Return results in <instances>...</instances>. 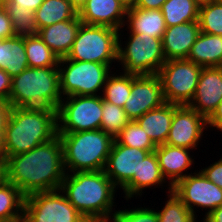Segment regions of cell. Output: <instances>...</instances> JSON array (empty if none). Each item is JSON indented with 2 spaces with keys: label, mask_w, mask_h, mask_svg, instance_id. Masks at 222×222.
<instances>
[{
  "label": "cell",
  "mask_w": 222,
  "mask_h": 222,
  "mask_svg": "<svg viewBox=\"0 0 222 222\" xmlns=\"http://www.w3.org/2000/svg\"><path fill=\"white\" fill-rule=\"evenodd\" d=\"M173 192L195 217H198L196 208L207 210L205 217L222 205V189L208 180L198 169L180 180L173 187Z\"/></svg>",
  "instance_id": "cell-12"
},
{
  "label": "cell",
  "mask_w": 222,
  "mask_h": 222,
  "mask_svg": "<svg viewBox=\"0 0 222 222\" xmlns=\"http://www.w3.org/2000/svg\"><path fill=\"white\" fill-rule=\"evenodd\" d=\"M101 119V95L63 97L58 107L57 133L97 130Z\"/></svg>",
  "instance_id": "cell-9"
},
{
  "label": "cell",
  "mask_w": 222,
  "mask_h": 222,
  "mask_svg": "<svg viewBox=\"0 0 222 222\" xmlns=\"http://www.w3.org/2000/svg\"><path fill=\"white\" fill-rule=\"evenodd\" d=\"M70 4L79 11L87 0H69Z\"/></svg>",
  "instance_id": "cell-48"
},
{
  "label": "cell",
  "mask_w": 222,
  "mask_h": 222,
  "mask_svg": "<svg viewBox=\"0 0 222 222\" xmlns=\"http://www.w3.org/2000/svg\"><path fill=\"white\" fill-rule=\"evenodd\" d=\"M222 100V67H203L195 94L187 105L208 119Z\"/></svg>",
  "instance_id": "cell-16"
},
{
  "label": "cell",
  "mask_w": 222,
  "mask_h": 222,
  "mask_svg": "<svg viewBox=\"0 0 222 222\" xmlns=\"http://www.w3.org/2000/svg\"><path fill=\"white\" fill-rule=\"evenodd\" d=\"M59 135L29 152L6 157V180L25 195L59 190L65 177Z\"/></svg>",
  "instance_id": "cell-1"
},
{
  "label": "cell",
  "mask_w": 222,
  "mask_h": 222,
  "mask_svg": "<svg viewBox=\"0 0 222 222\" xmlns=\"http://www.w3.org/2000/svg\"><path fill=\"white\" fill-rule=\"evenodd\" d=\"M5 128H0V155H4V146H5V138H4Z\"/></svg>",
  "instance_id": "cell-47"
},
{
  "label": "cell",
  "mask_w": 222,
  "mask_h": 222,
  "mask_svg": "<svg viewBox=\"0 0 222 222\" xmlns=\"http://www.w3.org/2000/svg\"><path fill=\"white\" fill-rule=\"evenodd\" d=\"M118 1L128 11L135 7L137 0H118Z\"/></svg>",
  "instance_id": "cell-46"
},
{
  "label": "cell",
  "mask_w": 222,
  "mask_h": 222,
  "mask_svg": "<svg viewBox=\"0 0 222 222\" xmlns=\"http://www.w3.org/2000/svg\"><path fill=\"white\" fill-rule=\"evenodd\" d=\"M118 33L107 26L81 24L67 59L107 64L117 62Z\"/></svg>",
  "instance_id": "cell-8"
},
{
  "label": "cell",
  "mask_w": 222,
  "mask_h": 222,
  "mask_svg": "<svg viewBox=\"0 0 222 222\" xmlns=\"http://www.w3.org/2000/svg\"><path fill=\"white\" fill-rule=\"evenodd\" d=\"M15 36L9 15L3 6H0V39Z\"/></svg>",
  "instance_id": "cell-38"
},
{
  "label": "cell",
  "mask_w": 222,
  "mask_h": 222,
  "mask_svg": "<svg viewBox=\"0 0 222 222\" xmlns=\"http://www.w3.org/2000/svg\"><path fill=\"white\" fill-rule=\"evenodd\" d=\"M11 105L8 101L0 99V128H5L10 114Z\"/></svg>",
  "instance_id": "cell-43"
},
{
  "label": "cell",
  "mask_w": 222,
  "mask_h": 222,
  "mask_svg": "<svg viewBox=\"0 0 222 222\" xmlns=\"http://www.w3.org/2000/svg\"><path fill=\"white\" fill-rule=\"evenodd\" d=\"M123 32L120 30L118 33L117 63L121 67L120 71L137 76L158 74L166 62L162 39L144 33ZM122 34L128 35L126 41H123Z\"/></svg>",
  "instance_id": "cell-6"
},
{
  "label": "cell",
  "mask_w": 222,
  "mask_h": 222,
  "mask_svg": "<svg viewBox=\"0 0 222 222\" xmlns=\"http://www.w3.org/2000/svg\"><path fill=\"white\" fill-rule=\"evenodd\" d=\"M150 151L119 144L115 139L105 166V174L121 190L133 177H139L141 159Z\"/></svg>",
  "instance_id": "cell-15"
},
{
  "label": "cell",
  "mask_w": 222,
  "mask_h": 222,
  "mask_svg": "<svg viewBox=\"0 0 222 222\" xmlns=\"http://www.w3.org/2000/svg\"><path fill=\"white\" fill-rule=\"evenodd\" d=\"M61 190L35 192L25 196L22 222H85Z\"/></svg>",
  "instance_id": "cell-11"
},
{
  "label": "cell",
  "mask_w": 222,
  "mask_h": 222,
  "mask_svg": "<svg viewBox=\"0 0 222 222\" xmlns=\"http://www.w3.org/2000/svg\"><path fill=\"white\" fill-rule=\"evenodd\" d=\"M204 176L222 189V156L209 166L199 169Z\"/></svg>",
  "instance_id": "cell-37"
},
{
  "label": "cell",
  "mask_w": 222,
  "mask_h": 222,
  "mask_svg": "<svg viewBox=\"0 0 222 222\" xmlns=\"http://www.w3.org/2000/svg\"><path fill=\"white\" fill-rule=\"evenodd\" d=\"M24 45L29 68L58 66L59 57L39 35L25 36Z\"/></svg>",
  "instance_id": "cell-29"
},
{
  "label": "cell",
  "mask_w": 222,
  "mask_h": 222,
  "mask_svg": "<svg viewBox=\"0 0 222 222\" xmlns=\"http://www.w3.org/2000/svg\"><path fill=\"white\" fill-rule=\"evenodd\" d=\"M44 0H10L6 4H17L19 9H31L34 12L39 8Z\"/></svg>",
  "instance_id": "cell-41"
},
{
  "label": "cell",
  "mask_w": 222,
  "mask_h": 222,
  "mask_svg": "<svg viewBox=\"0 0 222 222\" xmlns=\"http://www.w3.org/2000/svg\"><path fill=\"white\" fill-rule=\"evenodd\" d=\"M25 195L7 180L0 185V222H22Z\"/></svg>",
  "instance_id": "cell-26"
},
{
  "label": "cell",
  "mask_w": 222,
  "mask_h": 222,
  "mask_svg": "<svg viewBox=\"0 0 222 222\" xmlns=\"http://www.w3.org/2000/svg\"><path fill=\"white\" fill-rule=\"evenodd\" d=\"M6 10L11 20L15 36H35L39 33V28L31 9H19L17 4H5Z\"/></svg>",
  "instance_id": "cell-31"
},
{
  "label": "cell",
  "mask_w": 222,
  "mask_h": 222,
  "mask_svg": "<svg viewBox=\"0 0 222 222\" xmlns=\"http://www.w3.org/2000/svg\"><path fill=\"white\" fill-rule=\"evenodd\" d=\"M196 4L201 7L207 4L216 3L218 0H194Z\"/></svg>",
  "instance_id": "cell-49"
},
{
  "label": "cell",
  "mask_w": 222,
  "mask_h": 222,
  "mask_svg": "<svg viewBox=\"0 0 222 222\" xmlns=\"http://www.w3.org/2000/svg\"><path fill=\"white\" fill-rule=\"evenodd\" d=\"M28 67L24 37L0 39V69L5 70L13 78Z\"/></svg>",
  "instance_id": "cell-25"
},
{
  "label": "cell",
  "mask_w": 222,
  "mask_h": 222,
  "mask_svg": "<svg viewBox=\"0 0 222 222\" xmlns=\"http://www.w3.org/2000/svg\"><path fill=\"white\" fill-rule=\"evenodd\" d=\"M166 0H137L134 8L140 9H161Z\"/></svg>",
  "instance_id": "cell-42"
},
{
  "label": "cell",
  "mask_w": 222,
  "mask_h": 222,
  "mask_svg": "<svg viewBox=\"0 0 222 222\" xmlns=\"http://www.w3.org/2000/svg\"><path fill=\"white\" fill-rule=\"evenodd\" d=\"M127 10L118 0H87L78 11L83 24L124 28Z\"/></svg>",
  "instance_id": "cell-18"
},
{
  "label": "cell",
  "mask_w": 222,
  "mask_h": 222,
  "mask_svg": "<svg viewBox=\"0 0 222 222\" xmlns=\"http://www.w3.org/2000/svg\"><path fill=\"white\" fill-rule=\"evenodd\" d=\"M129 122L123 107L106 102L102 98L101 130L115 138Z\"/></svg>",
  "instance_id": "cell-34"
},
{
  "label": "cell",
  "mask_w": 222,
  "mask_h": 222,
  "mask_svg": "<svg viewBox=\"0 0 222 222\" xmlns=\"http://www.w3.org/2000/svg\"><path fill=\"white\" fill-rule=\"evenodd\" d=\"M11 80L10 75L5 70L0 69V99L9 100Z\"/></svg>",
  "instance_id": "cell-39"
},
{
  "label": "cell",
  "mask_w": 222,
  "mask_h": 222,
  "mask_svg": "<svg viewBox=\"0 0 222 222\" xmlns=\"http://www.w3.org/2000/svg\"><path fill=\"white\" fill-rule=\"evenodd\" d=\"M38 28L71 20L78 17V11L69 0H44L34 12Z\"/></svg>",
  "instance_id": "cell-27"
},
{
  "label": "cell",
  "mask_w": 222,
  "mask_h": 222,
  "mask_svg": "<svg viewBox=\"0 0 222 222\" xmlns=\"http://www.w3.org/2000/svg\"><path fill=\"white\" fill-rule=\"evenodd\" d=\"M58 114L28 112L11 107L6 123L4 157L29 152L57 135Z\"/></svg>",
  "instance_id": "cell-4"
},
{
  "label": "cell",
  "mask_w": 222,
  "mask_h": 222,
  "mask_svg": "<svg viewBox=\"0 0 222 222\" xmlns=\"http://www.w3.org/2000/svg\"><path fill=\"white\" fill-rule=\"evenodd\" d=\"M207 127H208V130H210V131H211V129L212 130L213 129H217L218 132H220V131L222 132V100L218 104V106L215 109V111L207 119Z\"/></svg>",
  "instance_id": "cell-40"
},
{
  "label": "cell",
  "mask_w": 222,
  "mask_h": 222,
  "mask_svg": "<svg viewBox=\"0 0 222 222\" xmlns=\"http://www.w3.org/2000/svg\"><path fill=\"white\" fill-rule=\"evenodd\" d=\"M82 21L79 17L39 29L43 42L60 58L67 57Z\"/></svg>",
  "instance_id": "cell-21"
},
{
  "label": "cell",
  "mask_w": 222,
  "mask_h": 222,
  "mask_svg": "<svg viewBox=\"0 0 222 222\" xmlns=\"http://www.w3.org/2000/svg\"><path fill=\"white\" fill-rule=\"evenodd\" d=\"M58 68L62 97L102 95L106 79L113 69L107 64L73 61L66 57L59 59Z\"/></svg>",
  "instance_id": "cell-7"
},
{
  "label": "cell",
  "mask_w": 222,
  "mask_h": 222,
  "mask_svg": "<svg viewBox=\"0 0 222 222\" xmlns=\"http://www.w3.org/2000/svg\"><path fill=\"white\" fill-rule=\"evenodd\" d=\"M199 33L200 27L198 21L167 27L162 37V48L165 59H187Z\"/></svg>",
  "instance_id": "cell-19"
},
{
  "label": "cell",
  "mask_w": 222,
  "mask_h": 222,
  "mask_svg": "<svg viewBox=\"0 0 222 222\" xmlns=\"http://www.w3.org/2000/svg\"><path fill=\"white\" fill-rule=\"evenodd\" d=\"M127 32L147 34L162 39L167 28L161 10L133 8L126 12Z\"/></svg>",
  "instance_id": "cell-23"
},
{
  "label": "cell",
  "mask_w": 222,
  "mask_h": 222,
  "mask_svg": "<svg viewBox=\"0 0 222 222\" xmlns=\"http://www.w3.org/2000/svg\"><path fill=\"white\" fill-rule=\"evenodd\" d=\"M179 106L165 102L161 106L146 112L136 120L156 146L166 143L174 111Z\"/></svg>",
  "instance_id": "cell-22"
},
{
  "label": "cell",
  "mask_w": 222,
  "mask_h": 222,
  "mask_svg": "<svg viewBox=\"0 0 222 222\" xmlns=\"http://www.w3.org/2000/svg\"><path fill=\"white\" fill-rule=\"evenodd\" d=\"M168 199L162 210H158V222H197L193 213L186 207V205L176 196L174 192L167 194Z\"/></svg>",
  "instance_id": "cell-32"
},
{
  "label": "cell",
  "mask_w": 222,
  "mask_h": 222,
  "mask_svg": "<svg viewBox=\"0 0 222 222\" xmlns=\"http://www.w3.org/2000/svg\"><path fill=\"white\" fill-rule=\"evenodd\" d=\"M60 93L58 66L26 68L11 80L8 102L28 112L58 114Z\"/></svg>",
  "instance_id": "cell-3"
},
{
  "label": "cell",
  "mask_w": 222,
  "mask_h": 222,
  "mask_svg": "<svg viewBox=\"0 0 222 222\" xmlns=\"http://www.w3.org/2000/svg\"><path fill=\"white\" fill-rule=\"evenodd\" d=\"M10 0H0V6H4L6 3H8Z\"/></svg>",
  "instance_id": "cell-50"
},
{
  "label": "cell",
  "mask_w": 222,
  "mask_h": 222,
  "mask_svg": "<svg viewBox=\"0 0 222 222\" xmlns=\"http://www.w3.org/2000/svg\"><path fill=\"white\" fill-rule=\"evenodd\" d=\"M117 73L113 69L109 74L101 96L106 102L124 107L125 101L131 93V74L123 71Z\"/></svg>",
  "instance_id": "cell-30"
},
{
  "label": "cell",
  "mask_w": 222,
  "mask_h": 222,
  "mask_svg": "<svg viewBox=\"0 0 222 222\" xmlns=\"http://www.w3.org/2000/svg\"><path fill=\"white\" fill-rule=\"evenodd\" d=\"M6 181V158L0 155V185Z\"/></svg>",
  "instance_id": "cell-45"
},
{
  "label": "cell",
  "mask_w": 222,
  "mask_h": 222,
  "mask_svg": "<svg viewBox=\"0 0 222 222\" xmlns=\"http://www.w3.org/2000/svg\"><path fill=\"white\" fill-rule=\"evenodd\" d=\"M112 210L101 220L103 222H158L156 209L150 207H130Z\"/></svg>",
  "instance_id": "cell-35"
},
{
  "label": "cell",
  "mask_w": 222,
  "mask_h": 222,
  "mask_svg": "<svg viewBox=\"0 0 222 222\" xmlns=\"http://www.w3.org/2000/svg\"><path fill=\"white\" fill-rule=\"evenodd\" d=\"M160 10L167 27L198 21L199 6L194 0H166Z\"/></svg>",
  "instance_id": "cell-28"
},
{
  "label": "cell",
  "mask_w": 222,
  "mask_h": 222,
  "mask_svg": "<svg viewBox=\"0 0 222 222\" xmlns=\"http://www.w3.org/2000/svg\"><path fill=\"white\" fill-rule=\"evenodd\" d=\"M60 190L86 220H101L117 207L118 188L104 170L66 173Z\"/></svg>",
  "instance_id": "cell-2"
},
{
  "label": "cell",
  "mask_w": 222,
  "mask_h": 222,
  "mask_svg": "<svg viewBox=\"0 0 222 222\" xmlns=\"http://www.w3.org/2000/svg\"><path fill=\"white\" fill-rule=\"evenodd\" d=\"M200 31L222 36V4L216 2L199 7Z\"/></svg>",
  "instance_id": "cell-36"
},
{
  "label": "cell",
  "mask_w": 222,
  "mask_h": 222,
  "mask_svg": "<svg viewBox=\"0 0 222 222\" xmlns=\"http://www.w3.org/2000/svg\"><path fill=\"white\" fill-rule=\"evenodd\" d=\"M85 222H103L102 220H86Z\"/></svg>",
  "instance_id": "cell-51"
},
{
  "label": "cell",
  "mask_w": 222,
  "mask_h": 222,
  "mask_svg": "<svg viewBox=\"0 0 222 222\" xmlns=\"http://www.w3.org/2000/svg\"><path fill=\"white\" fill-rule=\"evenodd\" d=\"M191 149L175 147L168 144L158 145L155 149V154L158 159V163L161 172L168 182L166 184L167 194L173 192V187L183 178L193 173L191 170L195 161L190 154ZM192 167V168H191ZM191 170L190 173L187 170Z\"/></svg>",
  "instance_id": "cell-17"
},
{
  "label": "cell",
  "mask_w": 222,
  "mask_h": 222,
  "mask_svg": "<svg viewBox=\"0 0 222 222\" xmlns=\"http://www.w3.org/2000/svg\"><path fill=\"white\" fill-rule=\"evenodd\" d=\"M202 66L187 59L166 60L158 72L165 102L188 105L196 91Z\"/></svg>",
  "instance_id": "cell-10"
},
{
  "label": "cell",
  "mask_w": 222,
  "mask_h": 222,
  "mask_svg": "<svg viewBox=\"0 0 222 222\" xmlns=\"http://www.w3.org/2000/svg\"><path fill=\"white\" fill-rule=\"evenodd\" d=\"M164 103L162 84L157 74H131V93L123 107L130 121H136L146 112Z\"/></svg>",
  "instance_id": "cell-13"
},
{
  "label": "cell",
  "mask_w": 222,
  "mask_h": 222,
  "mask_svg": "<svg viewBox=\"0 0 222 222\" xmlns=\"http://www.w3.org/2000/svg\"><path fill=\"white\" fill-rule=\"evenodd\" d=\"M203 222H222V205L201 218Z\"/></svg>",
  "instance_id": "cell-44"
},
{
  "label": "cell",
  "mask_w": 222,
  "mask_h": 222,
  "mask_svg": "<svg viewBox=\"0 0 222 222\" xmlns=\"http://www.w3.org/2000/svg\"><path fill=\"white\" fill-rule=\"evenodd\" d=\"M168 183L163 176L155 151L150 152L144 159H141L139 167V177H133L123 188V198L131 200L139 196L142 197L146 188H163ZM154 186V187H153ZM153 187V188H152Z\"/></svg>",
  "instance_id": "cell-20"
},
{
  "label": "cell",
  "mask_w": 222,
  "mask_h": 222,
  "mask_svg": "<svg viewBox=\"0 0 222 222\" xmlns=\"http://www.w3.org/2000/svg\"><path fill=\"white\" fill-rule=\"evenodd\" d=\"M114 139L119 144L150 152L157 147L136 121H130Z\"/></svg>",
  "instance_id": "cell-33"
},
{
  "label": "cell",
  "mask_w": 222,
  "mask_h": 222,
  "mask_svg": "<svg viewBox=\"0 0 222 222\" xmlns=\"http://www.w3.org/2000/svg\"><path fill=\"white\" fill-rule=\"evenodd\" d=\"M187 60L202 67H222V36L200 31Z\"/></svg>",
  "instance_id": "cell-24"
},
{
  "label": "cell",
  "mask_w": 222,
  "mask_h": 222,
  "mask_svg": "<svg viewBox=\"0 0 222 222\" xmlns=\"http://www.w3.org/2000/svg\"><path fill=\"white\" fill-rule=\"evenodd\" d=\"M63 146L66 173L105 169L114 138L101 129L57 133Z\"/></svg>",
  "instance_id": "cell-5"
},
{
  "label": "cell",
  "mask_w": 222,
  "mask_h": 222,
  "mask_svg": "<svg viewBox=\"0 0 222 222\" xmlns=\"http://www.w3.org/2000/svg\"><path fill=\"white\" fill-rule=\"evenodd\" d=\"M207 129L204 116L187 105H180L174 111L166 144L196 150Z\"/></svg>",
  "instance_id": "cell-14"
}]
</instances>
